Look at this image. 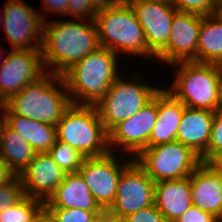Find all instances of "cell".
Segmentation results:
<instances>
[{"mask_svg":"<svg viewBox=\"0 0 222 222\" xmlns=\"http://www.w3.org/2000/svg\"><path fill=\"white\" fill-rule=\"evenodd\" d=\"M222 151V109L215 111L207 151L200 157L205 163L214 153Z\"/></svg>","mask_w":222,"mask_h":222,"instance_id":"cell-29","label":"cell"},{"mask_svg":"<svg viewBox=\"0 0 222 222\" xmlns=\"http://www.w3.org/2000/svg\"><path fill=\"white\" fill-rule=\"evenodd\" d=\"M157 120V93L132 117L121 121L108 132L110 152L123 148L127 155L136 157L149 147L150 133ZM114 150V151H113ZM129 153V154H128Z\"/></svg>","mask_w":222,"mask_h":222,"instance_id":"cell-11","label":"cell"},{"mask_svg":"<svg viewBox=\"0 0 222 222\" xmlns=\"http://www.w3.org/2000/svg\"><path fill=\"white\" fill-rule=\"evenodd\" d=\"M3 104H4V103H3V102L0 100V107H2V106H3Z\"/></svg>","mask_w":222,"mask_h":222,"instance_id":"cell-46","label":"cell"},{"mask_svg":"<svg viewBox=\"0 0 222 222\" xmlns=\"http://www.w3.org/2000/svg\"><path fill=\"white\" fill-rule=\"evenodd\" d=\"M0 140H1V135H2V131L5 125V118H4V114L2 111V107H0ZM2 115V116H1Z\"/></svg>","mask_w":222,"mask_h":222,"instance_id":"cell-41","label":"cell"},{"mask_svg":"<svg viewBox=\"0 0 222 222\" xmlns=\"http://www.w3.org/2000/svg\"><path fill=\"white\" fill-rule=\"evenodd\" d=\"M96 222H124V219L111 214L108 210H103L97 216Z\"/></svg>","mask_w":222,"mask_h":222,"instance_id":"cell-37","label":"cell"},{"mask_svg":"<svg viewBox=\"0 0 222 222\" xmlns=\"http://www.w3.org/2000/svg\"><path fill=\"white\" fill-rule=\"evenodd\" d=\"M175 222H221L213 214L202 211L201 209L191 206Z\"/></svg>","mask_w":222,"mask_h":222,"instance_id":"cell-33","label":"cell"},{"mask_svg":"<svg viewBox=\"0 0 222 222\" xmlns=\"http://www.w3.org/2000/svg\"><path fill=\"white\" fill-rule=\"evenodd\" d=\"M57 140L79 150L85 157L110 152L108 132L94 105L71 104L56 125Z\"/></svg>","mask_w":222,"mask_h":222,"instance_id":"cell-6","label":"cell"},{"mask_svg":"<svg viewBox=\"0 0 222 222\" xmlns=\"http://www.w3.org/2000/svg\"><path fill=\"white\" fill-rule=\"evenodd\" d=\"M143 28L148 50L156 57L168 43L175 6L149 0H126Z\"/></svg>","mask_w":222,"mask_h":222,"instance_id":"cell-15","label":"cell"},{"mask_svg":"<svg viewBox=\"0 0 222 222\" xmlns=\"http://www.w3.org/2000/svg\"><path fill=\"white\" fill-rule=\"evenodd\" d=\"M171 65L177 73L172 86L166 90L177 100L189 108L210 111L222 109L220 65L195 61Z\"/></svg>","mask_w":222,"mask_h":222,"instance_id":"cell-4","label":"cell"},{"mask_svg":"<svg viewBox=\"0 0 222 222\" xmlns=\"http://www.w3.org/2000/svg\"><path fill=\"white\" fill-rule=\"evenodd\" d=\"M96 11L92 8L89 0H69L68 17L71 18L94 20Z\"/></svg>","mask_w":222,"mask_h":222,"instance_id":"cell-31","label":"cell"},{"mask_svg":"<svg viewBox=\"0 0 222 222\" xmlns=\"http://www.w3.org/2000/svg\"><path fill=\"white\" fill-rule=\"evenodd\" d=\"M116 154L109 152L98 157H86L78 170L103 210H108L114 203L121 173L134 161L131 157L126 159L124 152L117 154L118 157Z\"/></svg>","mask_w":222,"mask_h":222,"instance_id":"cell-9","label":"cell"},{"mask_svg":"<svg viewBox=\"0 0 222 222\" xmlns=\"http://www.w3.org/2000/svg\"><path fill=\"white\" fill-rule=\"evenodd\" d=\"M52 222H96L102 211H86L78 208L44 209Z\"/></svg>","mask_w":222,"mask_h":222,"instance_id":"cell-27","label":"cell"},{"mask_svg":"<svg viewBox=\"0 0 222 222\" xmlns=\"http://www.w3.org/2000/svg\"><path fill=\"white\" fill-rule=\"evenodd\" d=\"M48 153L65 173L78 172L86 158L79 150L59 140Z\"/></svg>","mask_w":222,"mask_h":222,"instance_id":"cell-26","label":"cell"},{"mask_svg":"<svg viewBox=\"0 0 222 222\" xmlns=\"http://www.w3.org/2000/svg\"><path fill=\"white\" fill-rule=\"evenodd\" d=\"M42 11L68 16L69 0H43Z\"/></svg>","mask_w":222,"mask_h":222,"instance_id":"cell-34","label":"cell"},{"mask_svg":"<svg viewBox=\"0 0 222 222\" xmlns=\"http://www.w3.org/2000/svg\"><path fill=\"white\" fill-rule=\"evenodd\" d=\"M214 172L222 176V151L214 153L206 162Z\"/></svg>","mask_w":222,"mask_h":222,"instance_id":"cell-35","label":"cell"},{"mask_svg":"<svg viewBox=\"0 0 222 222\" xmlns=\"http://www.w3.org/2000/svg\"><path fill=\"white\" fill-rule=\"evenodd\" d=\"M215 111L185 106L176 140L200 157L207 151Z\"/></svg>","mask_w":222,"mask_h":222,"instance_id":"cell-20","label":"cell"},{"mask_svg":"<svg viewBox=\"0 0 222 222\" xmlns=\"http://www.w3.org/2000/svg\"><path fill=\"white\" fill-rule=\"evenodd\" d=\"M154 204L166 222H175L192 206L190 176L156 182Z\"/></svg>","mask_w":222,"mask_h":222,"instance_id":"cell-18","label":"cell"},{"mask_svg":"<svg viewBox=\"0 0 222 222\" xmlns=\"http://www.w3.org/2000/svg\"><path fill=\"white\" fill-rule=\"evenodd\" d=\"M127 81L120 75L109 87L106 96L96 105L99 118L107 132L121 121L132 117L160 90L143 83L138 75Z\"/></svg>","mask_w":222,"mask_h":222,"instance_id":"cell-7","label":"cell"},{"mask_svg":"<svg viewBox=\"0 0 222 222\" xmlns=\"http://www.w3.org/2000/svg\"><path fill=\"white\" fill-rule=\"evenodd\" d=\"M134 160L155 183L190 176L202 163L199 155L177 140L147 147Z\"/></svg>","mask_w":222,"mask_h":222,"instance_id":"cell-8","label":"cell"},{"mask_svg":"<svg viewBox=\"0 0 222 222\" xmlns=\"http://www.w3.org/2000/svg\"><path fill=\"white\" fill-rule=\"evenodd\" d=\"M4 18H3V11H2V16L0 17V23L2 22V24H3V20Z\"/></svg>","mask_w":222,"mask_h":222,"instance_id":"cell-45","label":"cell"},{"mask_svg":"<svg viewBox=\"0 0 222 222\" xmlns=\"http://www.w3.org/2000/svg\"><path fill=\"white\" fill-rule=\"evenodd\" d=\"M0 66V100L4 103L45 73L41 51L12 49Z\"/></svg>","mask_w":222,"mask_h":222,"instance_id":"cell-13","label":"cell"},{"mask_svg":"<svg viewBox=\"0 0 222 222\" xmlns=\"http://www.w3.org/2000/svg\"><path fill=\"white\" fill-rule=\"evenodd\" d=\"M0 48H2V47H0ZM1 50V49H0ZM0 62H2V63H0V66L3 64V62L5 61V58H6V55L3 57V55H2V52L0 51Z\"/></svg>","mask_w":222,"mask_h":222,"instance_id":"cell-43","label":"cell"},{"mask_svg":"<svg viewBox=\"0 0 222 222\" xmlns=\"http://www.w3.org/2000/svg\"><path fill=\"white\" fill-rule=\"evenodd\" d=\"M32 222H52L47 212L43 209Z\"/></svg>","mask_w":222,"mask_h":222,"instance_id":"cell-39","label":"cell"},{"mask_svg":"<svg viewBox=\"0 0 222 222\" xmlns=\"http://www.w3.org/2000/svg\"><path fill=\"white\" fill-rule=\"evenodd\" d=\"M66 173L48 152L36 153L33 160L19 175L26 196L45 203L64 180Z\"/></svg>","mask_w":222,"mask_h":222,"instance_id":"cell-16","label":"cell"},{"mask_svg":"<svg viewBox=\"0 0 222 222\" xmlns=\"http://www.w3.org/2000/svg\"><path fill=\"white\" fill-rule=\"evenodd\" d=\"M5 124L17 132L36 153L48 152L56 143V126L13 114L4 104Z\"/></svg>","mask_w":222,"mask_h":222,"instance_id":"cell-22","label":"cell"},{"mask_svg":"<svg viewBox=\"0 0 222 222\" xmlns=\"http://www.w3.org/2000/svg\"><path fill=\"white\" fill-rule=\"evenodd\" d=\"M218 0H175L178 11L191 12L198 15L214 14Z\"/></svg>","mask_w":222,"mask_h":222,"instance_id":"cell-30","label":"cell"},{"mask_svg":"<svg viewBox=\"0 0 222 222\" xmlns=\"http://www.w3.org/2000/svg\"><path fill=\"white\" fill-rule=\"evenodd\" d=\"M185 105L168 90L157 92V120L150 133L149 147L176 140Z\"/></svg>","mask_w":222,"mask_h":222,"instance_id":"cell-21","label":"cell"},{"mask_svg":"<svg viewBox=\"0 0 222 222\" xmlns=\"http://www.w3.org/2000/svg\"><path fill=\"white\" fill-rule=\"evenodd\" d=\"M101 47L119 55L155 57L147 47L141 27L130 4L123 0L108 9L98 11L94 18Z\"/></svg>","mask_w":222,"mask_h":222,"instance_id":"cell-5","label":"cell"},{"mask_svg":"<svg viewBox=\"0 0 222 222\" xmlns=\"http://www.w3.org/2000/svg\"><path fill=\"white\" fill-rule=\"evenodd\" d=\"M61 208L103 211L79 172L66 173L62 183L44 203V209Z\"/></svg>","mask_w":222,"mask_h":222,"instance_id":"cell-19","label":"cell"},{"mask_svg":"<svg viewBox=\"0 0 222 222\" xmlns=\"http://www.w3.org/2000/svg\"><path fill=\"white\" fill-rule=\"evenodd\" d=\"M24 196L19 175L0 185V212L17 203Z\"/></svg>","mask_w":222,"mask_h":222,"instance_id":"cell-28","label":"cell"},{"mask_svg":"<svg viewBox=\"0 0 222 222\" xmlns=\"http://www.w3.org/2000/svg\"><path fill=\"white\" fill-rule=\"evenodd\" d=\"M192 205L222 222V176L201 163L190 175Z\"/></svg>","mask_w":222,"mask_h":222,"instance_id":"cell-17","label":"cell"},{"mask_svg":"<svg viewBox=\"0 0 222 222\" xmlns=\"http://www.w3.org/2000/svg\"><path fill=\"white\" fill-rule=\"evenodd\" d=\"M117 57L112 50L100 46L62 75L73 104L95 106L106 96L111 84L121 75Z\"/></svg>","mask_w":222,"mask_h":222,"instance_id":"cell-2","label":"cell"},{"mask_svg":"<svg viewBox=\"0 0 222 222\" xmlns=\"http://www.w3.org/2000/svg\"><path fill=\"white\" fill-rule=\"evenodd\" d=\"M220 76H221V103H222V65H220Z\"/></svg>","mask_w":222,"mask_h":222,"instance_id":"cell-44","label":"cell"},{"mask_svg":"<svg viewBox=\"0 0 222 222\" xmlns=\"http://www.w3.org/2000/svg\"><path fill=\"white\" fill-rule=\"evenodd\" d=\"M36 152L17 132L4 125L0 140V158L14 175H20Z\"/></svg>","mask_w":222,"mask_h":222,"instance_id":"cell-24","label":"cell"},{"mask_svg":"<svg viewBox=\"0 0 222 222\" xmlns=\"http://www.w3.org/2000/svg\"><path fill=\"white\" fill-rule=\"evenodd\" d=\"M89 1L90 4L92 5V8L96 12H98L113 7L114 5L121 3L123 0H89Z\"/></svg>","mask_w":222,"mask_h":222,"instance_id":"cell-36","label":"cell"},{"mask_svg":"<svg viewBox=\"0 0 222 222\" xmlns=\"http://www.w3.org/2000/svg\"><path fill=\"white\" fill-rule=\"evenodd\" d=\"M124 222H166L156 205L145 207L124 218Z\"/></svg>","mask_w":222,"mask_h":222,"instance_id":"cell-32","label":"cell"},{"mask_svg":"<svg viewBox=\"0 0 222 222\" xmlns=\"http://www.w3.org/2000/svg\"><path fill=\"white\" fill-rule=\"evenodd\" d=\"M14 174L8 169L5 162L0 158V185L8 181Z\"/></svg>","mask_w":222,"mask_h":222,"instance_id":"cell-38","label":"cell"},{"mask_svg":"<svg viewBox=\"0 0 222 222\" xmlns=\"http://www.w3.org/2000/svg\"><path fill=\"white\" fill-rule=\"evenodd\" d=\"M149 1H153V2H159V3H165L168 5H175V0H149Z\"/></svg>","mask_w":222,"mask_h":222,"instance_id":"cell-42","label":"cell"},{"mask_svg":"<svg viewBox=\"0 0 222 222\" xmlns=\"http://www.w3.org/2000/svg\"><path fill=\"white\" fill-rule=\"evenodd\" d=\"M43 209L41 200L24 195L13 206L0 212V222H32Z\"/></svg>","mask_w":222,"mask_h":222,"instance_id":"cell-25","label":"cell"},{"mask_svg":"<svg viewBox=\"0 0 222 222\" xmlns=\"http://www.w3.org/2000/svg\"><path fill=\"white\" fill-rule=\"evenodd\" d=\"M71 104L63 77L51 72L27 84L4 102L13 114L54 126Z\"/></svg>","mask_w":222,"mask_h":222,"instance_id":"cell-3","label":"cell"},{"mask_svg":"<svg viewBox=\"0 0 222 222\" xmlns=\"http://www.w3.org/2000/svg\"><path fill=\"white\" fill-rule=\"evenodd\" d=\"M214 14L222 21V0H218Z\"/></svg>","mask_w":222,"mask_h":222,"instance_id":"cell-40","label":"cell"},{"mask_svg":"<svg viewBox=\"0 0 222 222\" xmlns=\"http://www.w3.org/2000/svg\"><path fill=\"white\" fill-rule=\"evenodd\" d=\"M155 182L134 160L118 181L116 198L108 211L120 218L154 205Z\"/></svg>","mask_w":222,"mask_h":222,"instance_id":"cell-12","label":"cell"},{"mask_svg":"<svg viewBox=\"0 0 222 222\" xmlns=\"http://www.w3.org/2000/svg\"><path fill=\"white\" fill-rule=\"evenodd\" d=\"M7 1L3 9V28L11 49L41 51L47 15H42L23 0Z\"/></svg>","mask_w":222,"mask_h":222,"instance_id":"cell-10","label":"cell"},{"mask_svg":"<svg viewBox=\"0 0 222 222\" xmlns=\"http://www.w3.org/2000/svg\"><path fill=\"white\" fill-rule=\"evenodd\" d=\"M197 62L222 65V21L215 15H201Z\"/></svg>","mask_w":222,"mask_h":222,"instance_id":"cell-23","label":"cell"},{"mask_svg":"<svg viewBox=\"0 0 222 222\" xmlns=\"http://www.w3.org/2000/svg\"><path fill=\"white\" fill-rule=\"evenodd\" d=\"M201 15L176 11L171 24L167 46L154 58L171 64L181 61L197 62V46Z\"/></svg>","mask_w":222,"mask_h":222,"instance_id":"cell-14","label":"cell"},{"mask_svg":"<svg viewBox=\"0 0 222 222\" xmlns=\"http://www.w3.org/2000/svg\"><path fill=\"white\" fill-rule=\"evenodd\" d=\"M99 47L94 20L44 22L41 53L46 72L62 76Z\"/></svg>","mask_w":222,"mask_h":222,"instance_id":"cell-1","label":"cell"}]
</instances>
